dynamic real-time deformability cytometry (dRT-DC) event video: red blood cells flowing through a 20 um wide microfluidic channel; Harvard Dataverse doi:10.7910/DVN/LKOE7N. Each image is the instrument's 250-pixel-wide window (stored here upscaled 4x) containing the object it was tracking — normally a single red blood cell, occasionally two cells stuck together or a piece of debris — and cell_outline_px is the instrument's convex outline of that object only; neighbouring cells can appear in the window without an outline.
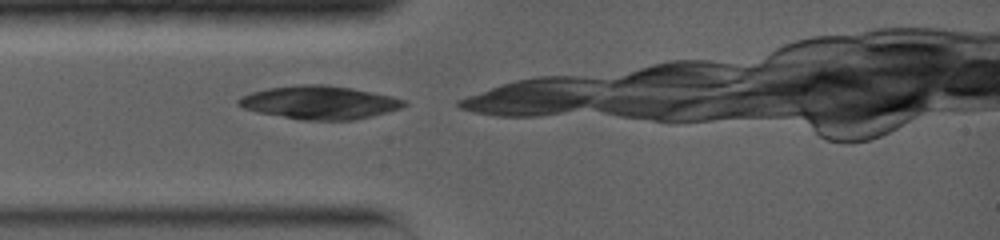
{"species": "common noctule bat (a hibernating species)", "species_latin": "Nyctalus noctula", "temperature_condition": "warm", "stored_images_in_passage": 7, "camera_frame_rate_fps": 5000, "um_per_image_px": 0.085, "animal": {"sex": "female", "body_mass_g": 19.0, "forearm_length_mm": 56.7}, "frame": {"image": 1, "passage_image": 1, "time_ms": 0.0, "image_size_px": [1000, 240], "cell_outline_px": [[408, 104], [400, 108], [388, 112], [372, 116], [352, 120], [300, 120], [256, 112], [244, 108], [236, 104], [236, 100], [240, 96], [252, 92], [268, 88], [300, 84], [328, 84], [352, 88], [392, 96], [408, 100]], "centroid_in_image_um": [27.16, 8.71], "position_along_channel_um": 57.8, "area_um2": 32.43}}
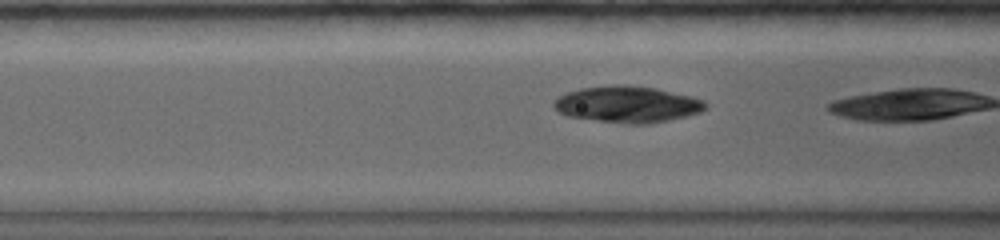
{"frame": {"image": 2, "passage_image": 5, "time_ms": 1.4, "image_size_px": [1000, 240], "cell_outline_px": [[708, 108], [700, 112], [688, 116], [648, 124], [628, 124], [568, 116], [556, 112], [552, 108], [552, 100], [568, 92], [580, 88], [616, 84], [624, 84], [656, 88], [692, 96], [704, 100], [708, 104]], "centroid_in_image_um": [53.33, 8.86], "position_along_channel_um": 113.3, "area_um2": 32.54}}